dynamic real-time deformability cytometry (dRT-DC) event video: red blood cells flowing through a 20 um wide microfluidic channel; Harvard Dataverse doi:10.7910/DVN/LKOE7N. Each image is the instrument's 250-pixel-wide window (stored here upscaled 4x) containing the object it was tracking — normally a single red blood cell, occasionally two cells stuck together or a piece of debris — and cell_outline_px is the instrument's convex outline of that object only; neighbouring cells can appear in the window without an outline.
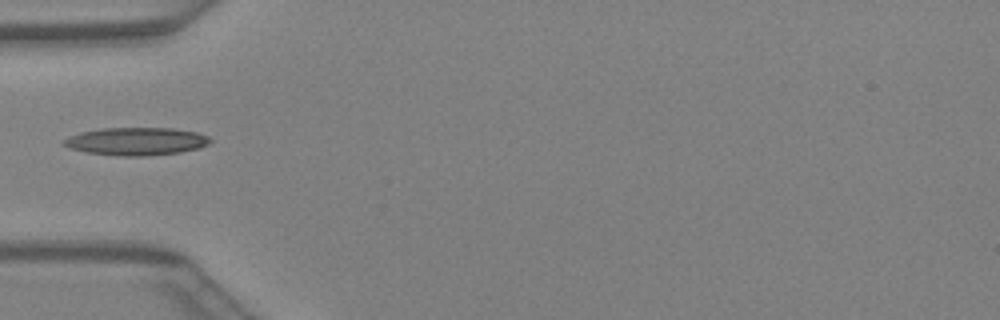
{"species": "Egyptian fruit bat (a non-hibernating species)", "species_latin": "Rousettus aegyptiacus", "temperature_condition": "warm", "stored_images_in_passage": 3, "camera_frame_rate_fps": 3000, "um_per_image_px": 0.085, "animal": {"sex": "female"}, "frame": {"image": 1, "passage_image": 1, "time_ms": 0.0, "image_size_px": [1000, 320], "cell_outline_px": [[212, 140], [208, 144], [200, 148], [180, 152], [144, 156], [120, 156], [84, 152], [68, 148], [60, 144], [60, 140], [80, 132], [100, 128], [172, 128], [196, 132], [208, 136]], "centroid_in_image_um": [11.52, 12.01], "position_along_channel_um": 73.5, "area_um2": 23.99}}